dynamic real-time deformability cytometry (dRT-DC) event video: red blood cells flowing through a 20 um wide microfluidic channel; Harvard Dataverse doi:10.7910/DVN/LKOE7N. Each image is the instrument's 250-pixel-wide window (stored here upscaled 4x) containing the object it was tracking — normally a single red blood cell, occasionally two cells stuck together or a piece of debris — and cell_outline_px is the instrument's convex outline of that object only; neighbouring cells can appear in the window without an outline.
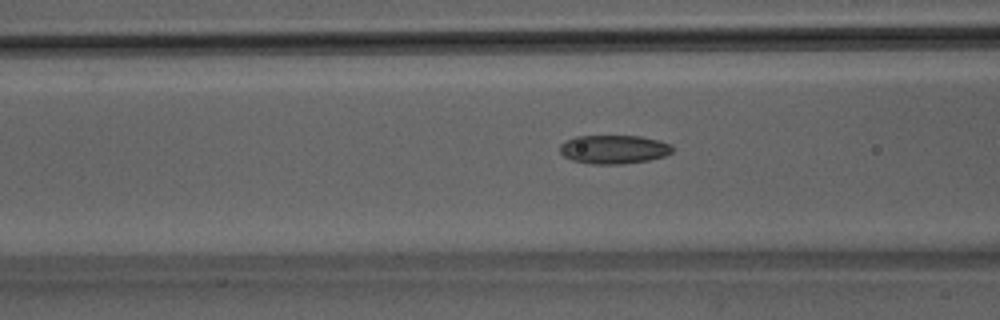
{"species": "Egyptian fruit bat (a non-hibernating species)", "species_latin": "Rousettus aegyptiacus", "temperature_condition": "room temperature", "stored_images_in_passage": 50, "camera_frame_rate_fps": 3000, "um_per_image_px": 0.085, "animal": {"sex": "male"}, "frame": {"image": 1, "passage_image": 20, "time_ms": 6.333, "image_size_px": [1000, 320], "cell_outline_px": [[676, 148], [672, 152], [664, 156], [648, 160], [624, 164], [592, 164], [572, 160], [564, 156], [560, 152], [560, 144], [564, 140], [576, 136], [640, 136], [660, 140], [672, 144]], "centroid_in_image_um": [52.2, 12.69], "position_along_channel_um": 114.4, "area_um2": 19.07}}
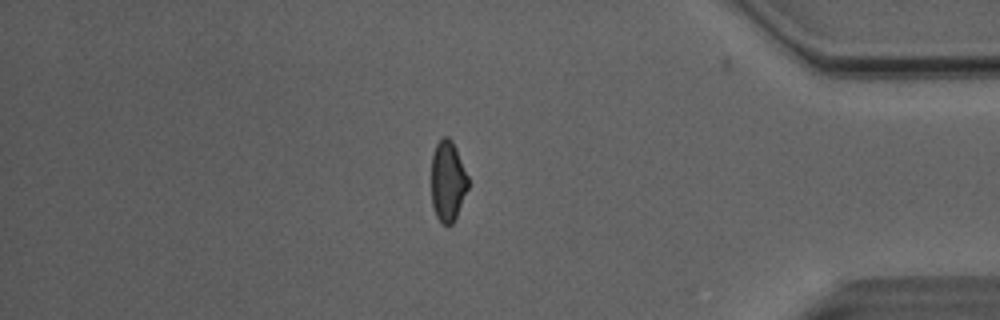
{"frame": {"image": 2, "passage_image": 43, "time_ms": 14.0, "image_size_px": [1000, 320], "cell_outline_px": [[468, 188], [456, 216], [452, 224], [440, 224], [436, 216], [432, 204], [432, 156], [436, 144], [444, 136], [448, 136], [452, 140], [456, 148], [468, 176]], "centroid_in_image_um": [38.06, 15.39], "position_along_channel_um": 397.1, "area_um2": 17.17}}
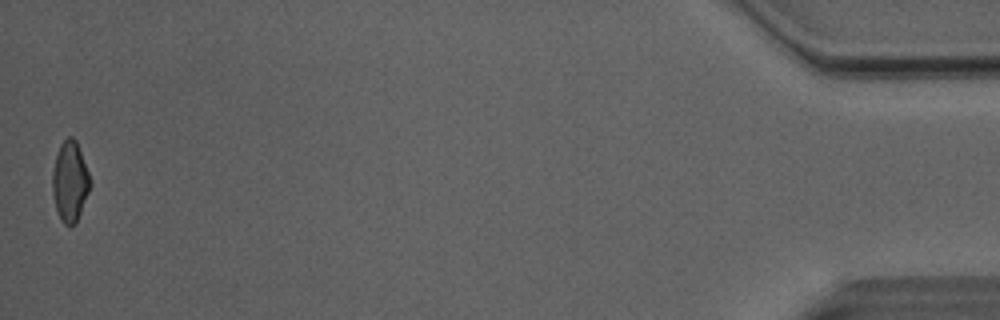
{"frame": {"image": 3, "passage_image": 50, "time_ms": 16.333, "image_size_px": [1000, 320], "cell_outline_px": [[92, 184], [76, 224], [68, 228], [60, 220], [56, 208], [52, 192], [52, 172], [56, 152], [60, 144], [68, 136], [72, 136], [76, 140], [92, 180]], "centroid_in_image_um": [5.95, 15.44], "position_along_channel_um": 429.2, "area_um2": 18.09}, "authors_computed_cell_mechanics": {"area_um2": 18.3804, "velocity_mm_per_s": 4.0964, "shape_relaxation_time_tau1_ms": null, "shape_relaxation_time_tau2_ms": 2.6616, "deformation_change_tau1": null, "deformation_change_tau2": 0.0858}}